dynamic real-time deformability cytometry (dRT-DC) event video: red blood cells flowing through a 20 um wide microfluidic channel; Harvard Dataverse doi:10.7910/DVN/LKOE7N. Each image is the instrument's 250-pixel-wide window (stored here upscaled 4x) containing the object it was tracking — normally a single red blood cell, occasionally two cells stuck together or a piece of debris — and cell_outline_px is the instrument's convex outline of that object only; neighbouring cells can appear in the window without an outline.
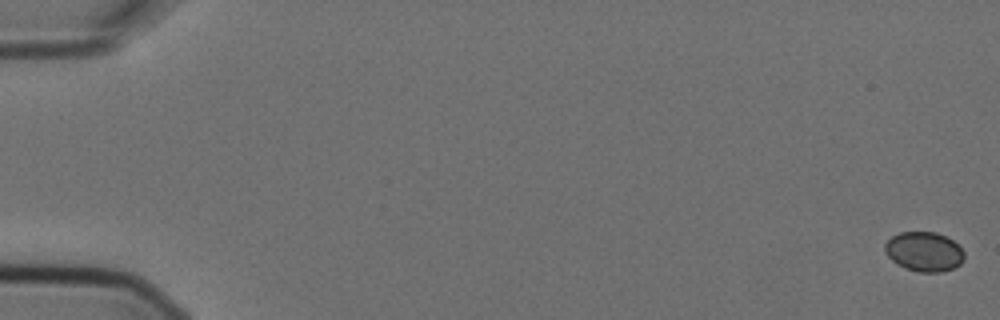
{"species": "Egyptian fruit bat (a non-hibernating species)", "species_latin": "Rousettus aegyptiacus", "temperature_condition": "cold", "stored_images_in_passage": 4, "camera_frame_rate_fps": 3000, "um_per_image_px": 0.085, "animal": {"sex": "female"}, "frame": {"image": 1, "passage_image": 1, "time_ms": 0.0, "image_size_px": [1000, 320], "cell_outline_px": [[964, 260], [960, 264], [952, 268], [940, 272], [920, 272], [904, 268], [896, 264], [884, 252], [884, 244], [892, 236], [900, 232], [936, 232], [952, 240], [964, 252]], "centroid_in_image_um": [78.52, 21.39], "position_along_channel_um": 6.5, "area_um2": 18.26}}